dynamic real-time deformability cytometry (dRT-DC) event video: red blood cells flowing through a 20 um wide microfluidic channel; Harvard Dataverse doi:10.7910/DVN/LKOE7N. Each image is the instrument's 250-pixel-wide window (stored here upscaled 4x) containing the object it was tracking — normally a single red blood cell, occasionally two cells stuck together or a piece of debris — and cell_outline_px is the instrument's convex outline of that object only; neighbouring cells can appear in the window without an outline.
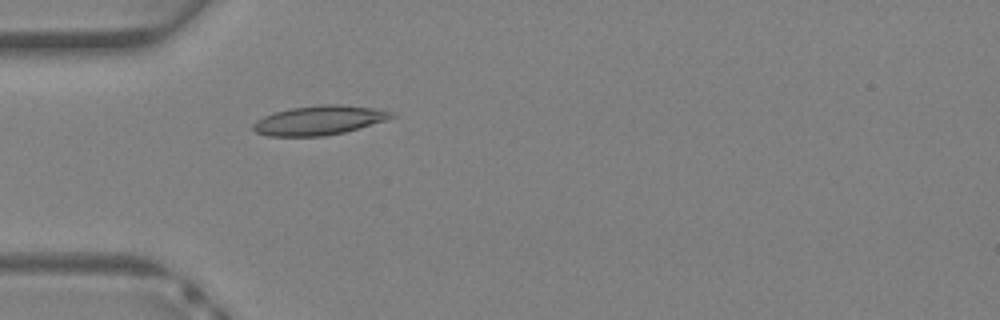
{"species": "Egyptian fruit bat (a non-hibernating species)", "species_latin": "Rousettus aegyptiacus", "temperature_condition": "warm", "stored_images_in_passage": 27, "camera_frame_rate_fps": 3000, "um_per_image_px": 0.085, "animal": {"sex": "female"}, "frame": {"image": 1, "passage_image": 1, "time_ms": 0.0, "image_size_px": [1000, 320], "cell_outline_px": [[396, 116], [384, 120], [344, 132], [324, 136], [268, 136], [256, 132], [252, 128], [252, 124], [256, 120], [264, 116], [276, 112], [292, 108], [320, 104], [340, 104], [372, 108], [392, 112]], "centroid_in_image_um": [27.08, 10.22], "position_along_channel_um": 57.9, "area_um2": 23.29}}
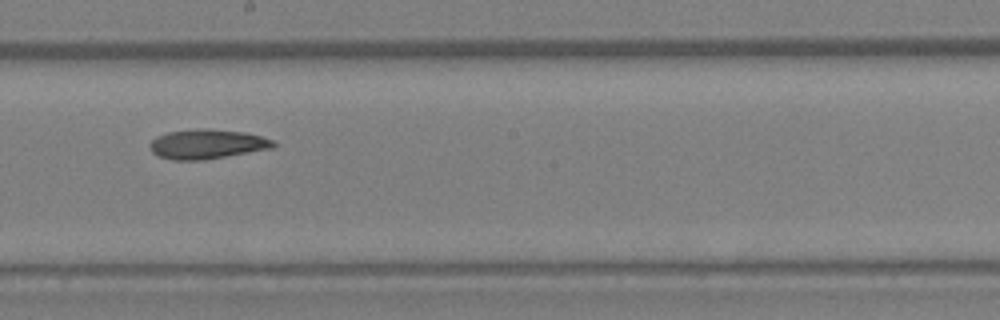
{"frame": {"image": 2, "passage_image": 11, "time_ms": 3.333, "image_size_px": [1000, 320], "cell_outline_px": [[276, 144], [272, 148], [200, 160], [172, 160], [160, 156], [152, 152], [148, 144], [156, 136], [168, 132], [204, 128], [244, 132], [260, 136], [272, 140]], "centroid_in_image_um": [17.55, 12.24], "position_along_channel_um": 230.6, "area_um2": 20.92}}
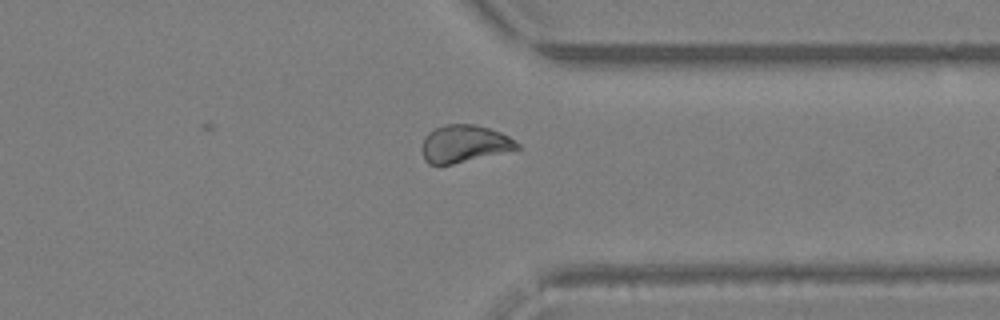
{"frame": {"image": 3, "passage_image": 19, "time_ms": 6.0, "image_size_px": [1000, 320], "cell_outline_px": [[520, 148], [452, 164], [428, 164], [424, 160], [420, 148], [424, 136], [428, 132], [444, 124], [476, 124], [500, 132], [508, 136], [520, 144]], "centroid_in_image_um": [39.4, 12.21], "position_along_channel_um": 372.0, "area_um2": 20.69}}